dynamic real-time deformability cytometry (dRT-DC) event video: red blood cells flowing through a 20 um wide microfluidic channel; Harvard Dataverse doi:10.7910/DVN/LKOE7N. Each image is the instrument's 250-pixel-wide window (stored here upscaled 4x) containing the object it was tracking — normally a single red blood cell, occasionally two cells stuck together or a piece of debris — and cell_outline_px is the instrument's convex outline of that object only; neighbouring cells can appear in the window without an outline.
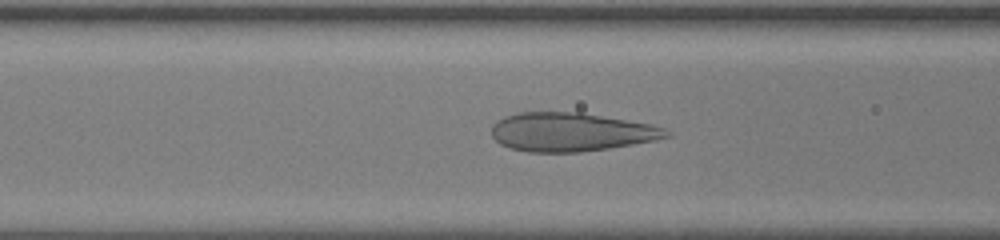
{"species": "human", "species_latin": "Homo sapiens", "temperature_condition": "room temperature", "stored_images_in_passage": 40, "camera_frame_rate_fps": 3000, "um_per_image_px": 0.085, "donor": {"sex": "female"}, "frame": {"image": 1, "passage_image": 26, "time_ms": 8.333, "image_size_px": [1000, 240], "cell_outline_px": [[672, 136], [656, 140], [608, 148], [580, 152], [528, 152], [508, 148], [500, 144], [492, 136], [492, 124], [496, 120], [504, 116], [520, 112], [580, 112], [652, 124], [664, 128], [672, 132]], "centroid_in_image_um": [48.53, 11.22], "position_along_channel_um": 118.1, "area_um2": 39.65}}
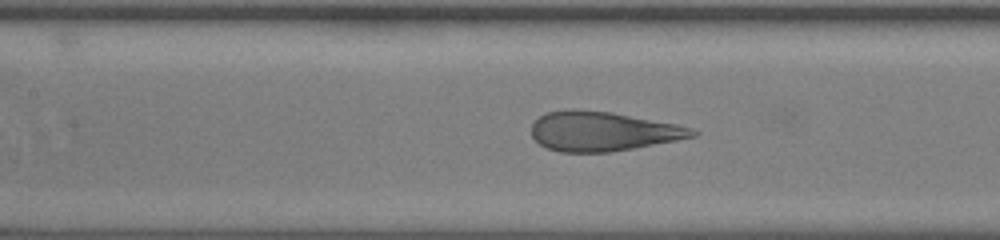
{"frame": {"image": 2, "passage_image": 30, "time_ms": 9.667, "image_size_px": [1000, 240], "cell_outline_px": [[700, 132], [696, 136], [676, 140], [632, 148], [608, 152], [560, 152], [548, 148], [540, 144], [532, 136], [532, 124], [540, 116], [548, 112], [568, 108], [572, 108], [612, 112], [676, 124], [692, 128]], "centroid_in_image_um": [51.22, 11.15], "position_along_channel_um": 156.2, "area_um2": 36.88}}